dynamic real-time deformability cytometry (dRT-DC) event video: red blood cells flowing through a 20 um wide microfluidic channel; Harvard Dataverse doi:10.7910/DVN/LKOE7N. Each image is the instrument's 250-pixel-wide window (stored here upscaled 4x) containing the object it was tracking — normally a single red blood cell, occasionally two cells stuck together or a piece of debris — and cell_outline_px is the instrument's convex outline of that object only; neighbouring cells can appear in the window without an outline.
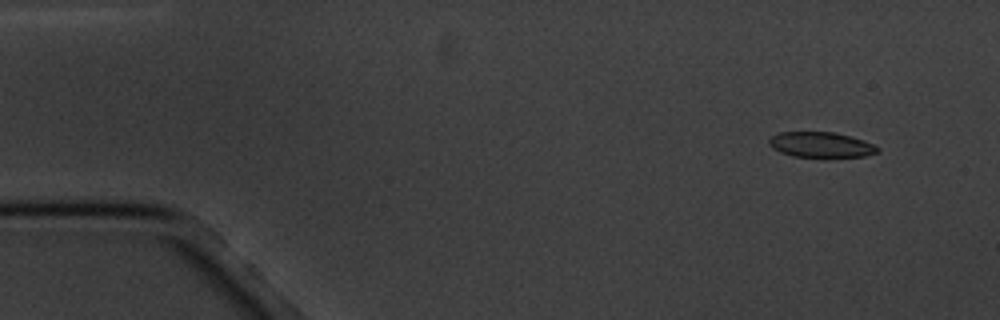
{"species": "common noctule bat (a hibernating species)", "species_latin": "Nyctalus noctula", "temperature_condition": "cold", "stored_images_in_passage": 6, "camera_frame_rate_fps": 3000, "um_per_image_px": 0.085, "animal": {"sex": "male", "body_mass_g": 20.1, "forearm_length_mm": 53.5}, "frame": {"image": 1, "passage_image": 2, "time_ms": 1.333, "image_size_px": [1000, 320], "cell_outline_px": [[880, 152], [864, 156], [824, 160], [792, 156], [780, 152], [772, 148], [768, 144], [768, 140], [772, 136], [780, 132], [836, 132], [852, 136], [864, 140], [880, 148]], "centroid_in_image_um": [69.81, 12.35], "position_along_channel_um": 15.2, "area_um2": 16.99}}
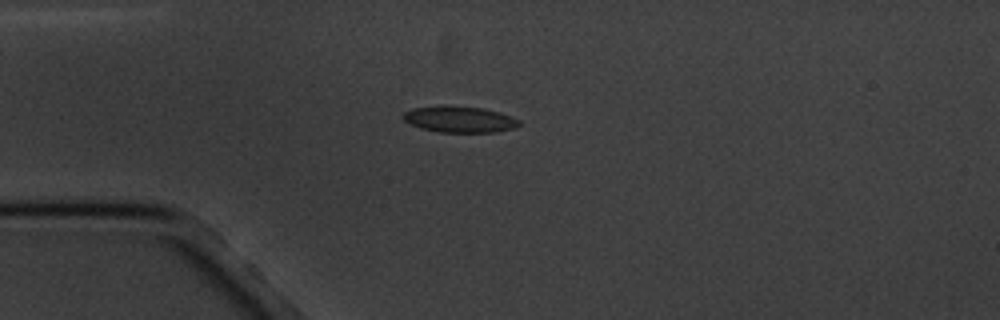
{"frame": {"image": 2, "passage_image": 5, "time_ms": 4.667, "image_size_px": [1000, 320], "cell_outline_px": [[520, 124], [516, 128], [496, 132], [440, 132], [420, 128], [408, 124], [404, 120], [404, 112], [412, 108], [484, 108], [500, 112], [520, 120]], "centroid_in_image_um": [39.12, 10.19], "position_along_channel_um": 45.9, "area_um2": 17.05}}
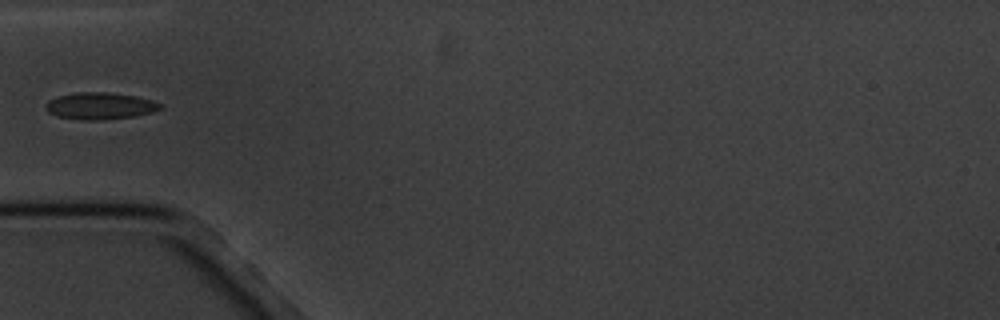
{"frame": {"image": 3, "passage_image": 6, "time_ms": 6.0, "image_size_px": [1000, 320], "cell_outline_px": [[164, 108], [152, 112], [136, 116], [100, 120], [84, 120], [56, 116], [48, 112], [44, 108], [44, 104], [48, 100], [60, 96], [76, 92], [108, 92], [136, 96], [152, 100], [160, 104]], "centroid_in_image_um": [8.49, 9.0], "position_along_channel_um": 76.5, "area_um2": 18.03}}